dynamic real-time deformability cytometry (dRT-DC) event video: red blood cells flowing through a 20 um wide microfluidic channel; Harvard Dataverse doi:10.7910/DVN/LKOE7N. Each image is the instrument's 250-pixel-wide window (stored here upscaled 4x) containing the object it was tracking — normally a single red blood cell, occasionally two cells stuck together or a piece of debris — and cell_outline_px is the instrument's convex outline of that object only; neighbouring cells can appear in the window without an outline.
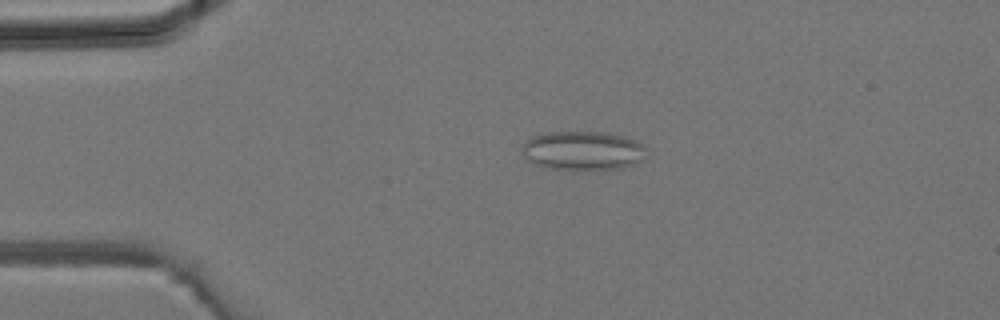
{"species": "common noctule bat (a hibernating species)", "species_latin": "Nyctalus noctula", "temperature_condition": "room temperature", "stored_images_in_passage": 43, "camera_frame_rate_fps": 3000, "um_per_image_px": 0.085, "animal": {"sex": "male", "body_mass_g": 19.2, "forearm_length_mm": 51.8}, "frame": {"image": 1, "passage_image": 9, "time_ms": 2.667, "image_size_px": [1000, 320], "cell_outline_px": [[644, 160], [636, 164], [624, 168], [548, 168], [536, 164], [528, 160], [524, 156], [520, 148], [524, 140], [532, 136], [548, 132], [608, 132], [624, 136], [636, 140], [644, 148]], "centroid_in_image_um": [49.52, 12.78], "position_along_channel_um": 35.5, "area_um2": 28.09}}
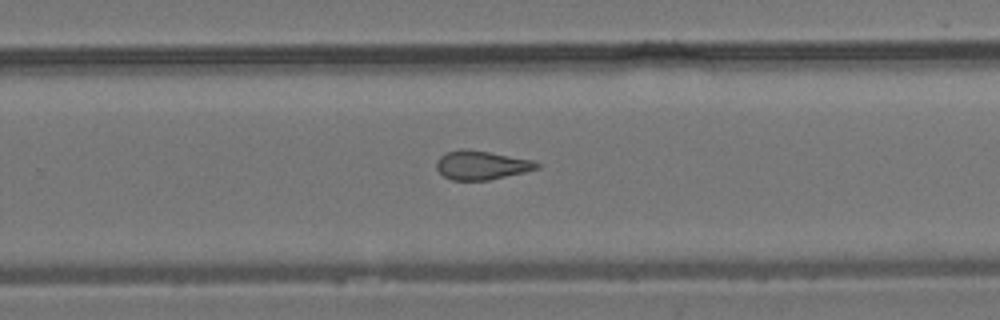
{"frame": {"image": 2, "passage_image": 27, "time_ms": 8.667, "image_size_px": [1000, 320], "cell_outline_px": [[540, 168], [524, 172], [488, 180], [452, 180], [444, 176], [436, 168], [436, 160], [444, 152], [460, 148], [464, 148], [488, 152], [532, 160], [540, 164]], "centroid_in_image_um": [40.88, 14.03], "position_along_channel_um": 288.9, "area_um2": 16.88}}
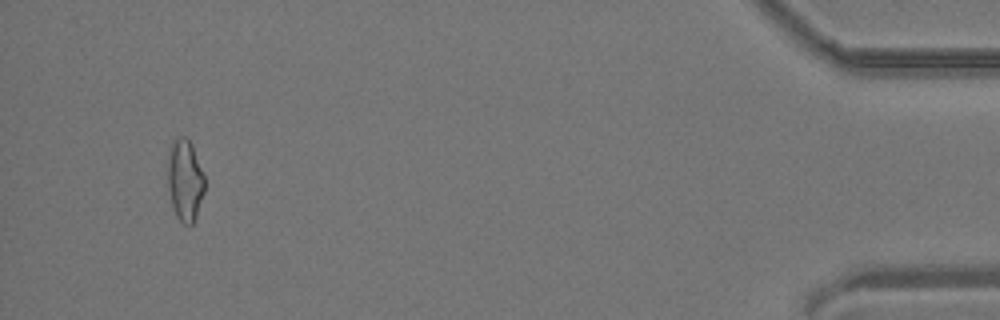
{"frame": {"image": 3, "passage_image": 40, "time_ms": 13.0, "image_size_px": [1000, 320], "cell_outline_px": [[204, 192], [196, 216], [192, 224], [184, 224], [176, 216], [172, 208], [168, 188], [168, 152], [172, 140], [176, 136], [184, 136], [192, 144], [204, 176]], "centroid_in_image_um": [15.7, 15.29], "position_along_channel_um": 419.5, "area_um2": 17.63}}